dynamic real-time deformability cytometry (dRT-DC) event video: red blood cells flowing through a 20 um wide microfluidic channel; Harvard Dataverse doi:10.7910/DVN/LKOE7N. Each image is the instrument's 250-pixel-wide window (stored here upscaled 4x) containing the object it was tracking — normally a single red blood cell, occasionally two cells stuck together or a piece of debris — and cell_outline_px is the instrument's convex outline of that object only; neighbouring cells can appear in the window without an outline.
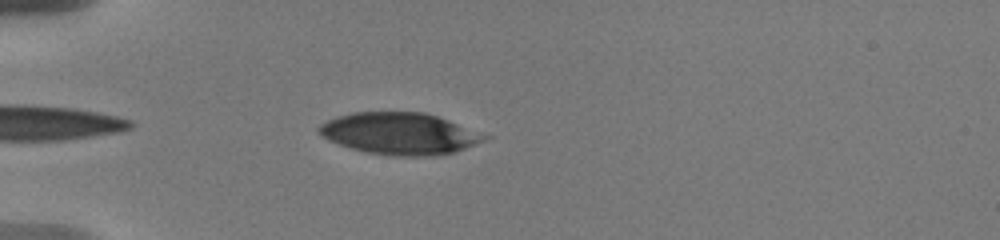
{"species": "human", "species_latin": "Homo sapiens", "temperature_condition": "warm", "stored_images_in_passage": 34, "camera_frame_rate_fps": 3000, "um_per_image_px": 0.085, "donor": {"sex": "male"}, "frame": {"image": 1, "passage_image": 3, "time_ms": 0.667, "image_size_px": [1000, 240], "cell_outline_px": [[492, 136], [464, 148], [452, 152], [432, 156], [392, 156], [368, 152], [352, 148], [328, 140], [320, 136], [316, 128], [320, 124], [336, 116], [352, 112], [424, 112], [448, 120]], "centroid_in_image_um": [33.93, 11.34], "position_along_channel_um": 51.1, "area_um2": 40.11}}
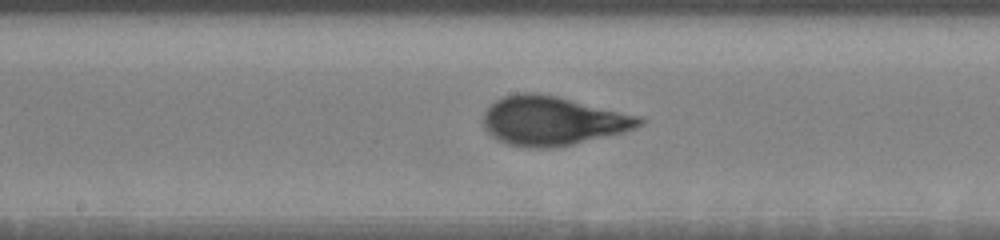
{"frame": {"image": 2, "passage_image": 19, "time_ms": 5.333, "image_size_px": [1000, 240], "cell_outline_px": [[644, 124], [636, 128], [624, 132], [556, 148], [532, 148], [508, 144], [492, 136], [484, 128], [484, 112], [496, 100], [504, 96], [516, 92], [536, 92], [556, 96], [644, 116]], "centroid_in_image_um": [47.02, 10.26], "position_along_channel_um": 201.2, "area_um2": 44.85}}
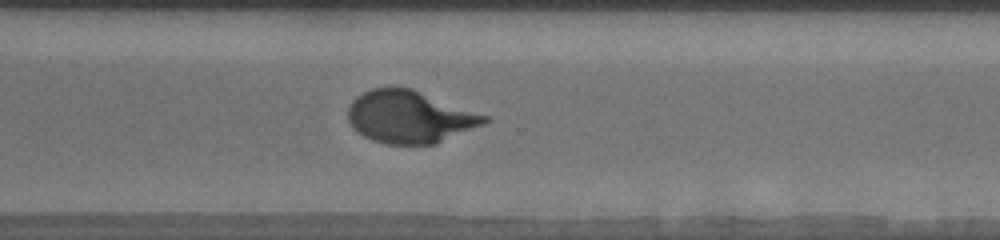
{"frame": {"image": 3, "passage_image": 32, "time_ms": 9.0, "image_size_px": [1000, 240], "cell_outline_px": [[488, 120], [480, 124], [436, 144], [384, 144], [372, 140], [356, 132], [352, 128], [348, 120], [348, 108], [352, 100], [356, 96], [372, 88], [392, 84], [412, 88], [488, 116]], "centroid_in_image_um": [34.73, 9.9], "position_along_channel_um": 335.9, "area_um2": 41.79}}